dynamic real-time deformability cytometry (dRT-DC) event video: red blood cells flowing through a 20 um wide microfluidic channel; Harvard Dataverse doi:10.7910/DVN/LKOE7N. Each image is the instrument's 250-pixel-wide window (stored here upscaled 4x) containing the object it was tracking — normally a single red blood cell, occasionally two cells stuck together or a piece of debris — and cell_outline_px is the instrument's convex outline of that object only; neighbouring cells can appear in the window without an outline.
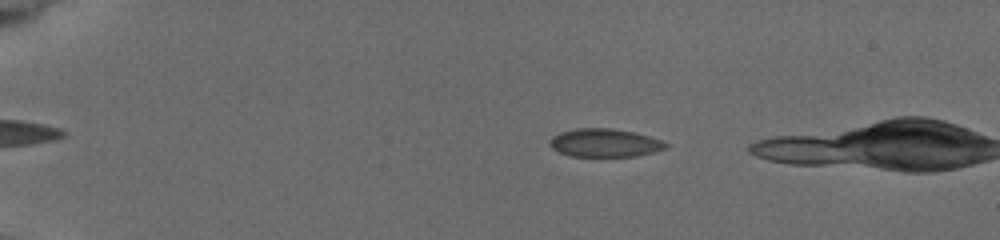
{"species": "common noctule bat (a hibernating species)", "species_latin": "Nyctalus noctula", "temperature_condition": "cold", "stored_images_in_passage": 8, "segment_of_instrument_passage": [1, 2], "camera_frame_rate_fps": 3000, "um_per_image_px": 0.085, "animal": {"sex": "female", "body_mass_g": 19.5, "forearm_length_mm": 54.1}, "frame": {"image": 1, "passage_image": 3, "time_ms": 2.0, "image_size_px": [1000, 240], "cell_outline_px": [[668, 148], [636, 156], [568, 156], [552, 148], [548, 144], [552, 136], [560, 132], [576, 128], [612, 128], [632, 132], [664, 140], [668, 144]], "centroid_in_image_um": [51.39, 12.14], "position_along_channel_um": 33.6, "area_um2": 19.13}}
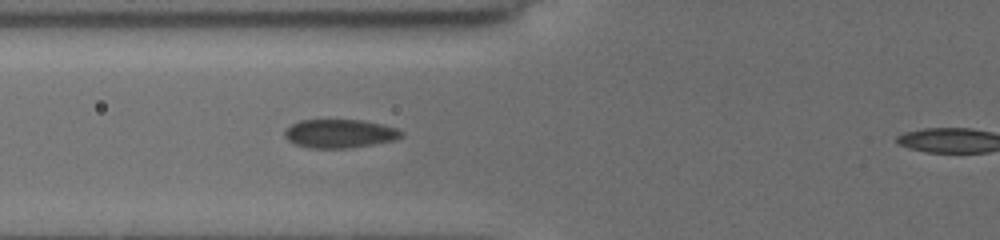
{"frame": {"image": 2, "passage_image": 7, "time_ms": 5.667, "image_size_px": [1000, 240], "cell_outline_px": [[404, 132], [400, 136], [392, 140], [372, 144], [348, 148], [308, 148], [296, 144], [288, 140], [284, 136], [284, 132], [292, 124], [300, 120], [360, 120], [380, 124], [396, 128]], "centroid_in_image_um": [28.83, 11.35], "position_along_channel_um": 97.0, "area_um2": 19.13}}